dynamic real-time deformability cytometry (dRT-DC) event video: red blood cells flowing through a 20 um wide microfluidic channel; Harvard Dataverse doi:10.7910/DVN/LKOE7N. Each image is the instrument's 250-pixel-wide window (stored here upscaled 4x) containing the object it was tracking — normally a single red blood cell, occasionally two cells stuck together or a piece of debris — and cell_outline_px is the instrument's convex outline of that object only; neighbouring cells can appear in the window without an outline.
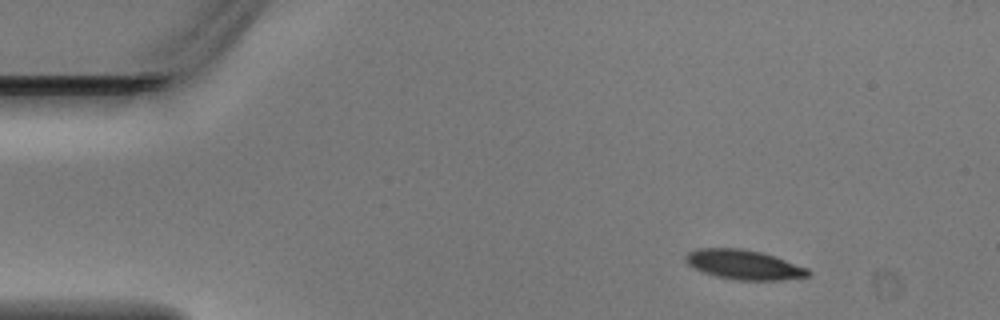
{"species": "Egyptian fruit bat (a non-hibernating species)", "species_latin": "Rousettus aegyptiacus", "temperature_condition": "warm", "stored_images_in_passage": 4, "camera_frame_rate_fps": 3000, "um_per_image_px": 0.085, "animal": {"sex": "male"}, "frame": {"image": 1, "passage_image": 2, "time_ms": 0.333, "image_size_px": [1000, 320], "cell_outline_px": [[812, 276], [780, 280], [736, 280], [704, 272], [688, 264], [684, 260], [684, 256], [688, 252], [696, 248], [744, 248], [760, 252], [808, 268], [812, 272]], "centroid_in_image_um": [63.24, 22.49], "position_along_channel_um": 21.8, "area_um2": 20.98}}
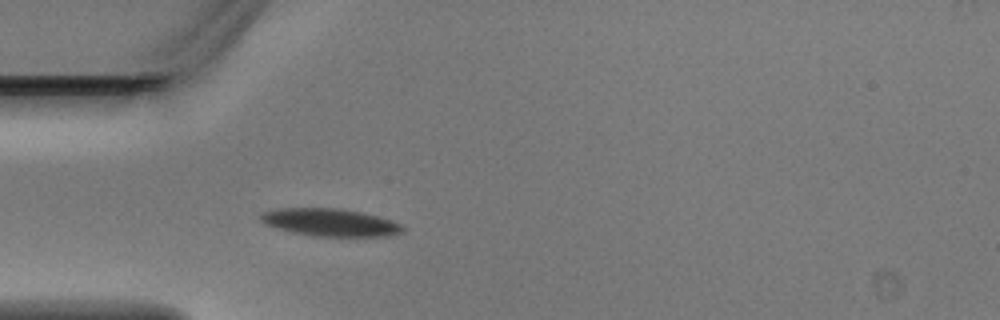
{"frame": {"image": 2, "passage_image": 4, "time_ms": 1.0, "image_size_px": [1000, 320], "cell_outline_px": [[404, 232], [388, 236], [312, 236], [292, 232], [264, 224], [260, 220], [260, 212], [276, 208], [336, 208], [360, 212], [376, 216], [400, 224], [404, 228]], "centroid_in_image_um": [28.0, 18.9], "position_along_channel_um": 57.0, "area_um2": 22.72}}